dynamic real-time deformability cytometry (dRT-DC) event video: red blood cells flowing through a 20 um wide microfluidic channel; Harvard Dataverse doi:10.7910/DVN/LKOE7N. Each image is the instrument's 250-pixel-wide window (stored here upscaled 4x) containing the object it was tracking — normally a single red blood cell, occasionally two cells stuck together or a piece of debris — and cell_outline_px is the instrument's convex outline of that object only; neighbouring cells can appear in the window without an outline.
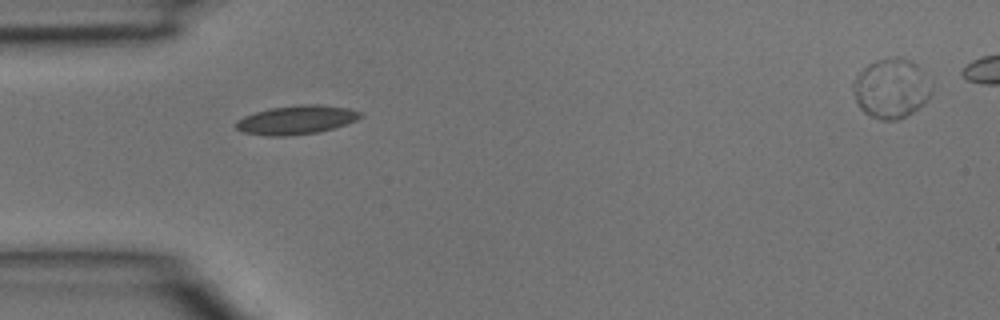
{"species": "common noctule bat (a hibernating species)", "species_latin": "Nyctalus noctula", "temperature_condition": "room temperature", "stored_images_in_passage": 2, "camera_frame_rate_fps": 3000, "um_per_image_px": 0.085, "animal": {"sex": "male", "body_mass_g": 15.6}, "frame": {"image": 1, "passage_image": 1, "time_ms": 0.0, "image_size_px": [1000, 320], "cell_outline_px": [[364, 116], [356, 120], [320, 132], [288, 136], [268, 136], [244, 132], [236, 128], [236, 120], [244, 116], [256, 112], [272, 108], [300, 104], [316, 104], [348, 108], [364, 112]], "centroid_in_image_um": [25.22, 10.19], "position_along_channel_um": 59.8, "area_um2": 20.87}}